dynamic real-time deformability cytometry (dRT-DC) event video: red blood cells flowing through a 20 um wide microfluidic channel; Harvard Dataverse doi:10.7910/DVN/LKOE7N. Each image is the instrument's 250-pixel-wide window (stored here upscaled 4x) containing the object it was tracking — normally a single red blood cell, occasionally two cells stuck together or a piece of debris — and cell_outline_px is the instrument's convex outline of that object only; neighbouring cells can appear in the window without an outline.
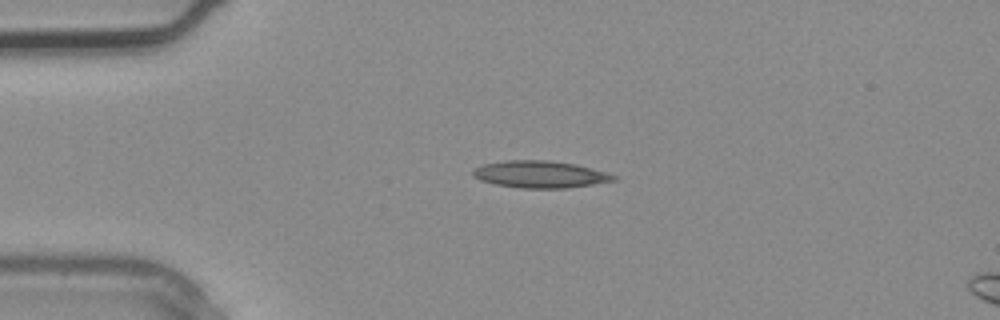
{"species": "common noctule bat (a hibernating species)", "species_latin": "Nyctalus noctula", "temperature_condition": "warm", "stored_images_in_passage": 2, "camera_frame_rate_fps": 3000, "um_per_image_px": 0.085, "animal": {"sex": "male", "body_mass_g": 20.4}, "frame": {"image": 1, "passage_image": 1, "time_ms": 0.0, "image_size_px": [1000, 320], "cell_outline_px": [[620, 176], [616, 180], [568, 188], [520, 188], [496, 184], [480, 180], [472, 176], [472, 168], [480, 164], [504, 160], [548, 160], [576, 164], [608, 172]], "centroid_in_image_um": [45.89, 14.81], "position_along_channel_um": 39.1, "area_um2": 22.48}}